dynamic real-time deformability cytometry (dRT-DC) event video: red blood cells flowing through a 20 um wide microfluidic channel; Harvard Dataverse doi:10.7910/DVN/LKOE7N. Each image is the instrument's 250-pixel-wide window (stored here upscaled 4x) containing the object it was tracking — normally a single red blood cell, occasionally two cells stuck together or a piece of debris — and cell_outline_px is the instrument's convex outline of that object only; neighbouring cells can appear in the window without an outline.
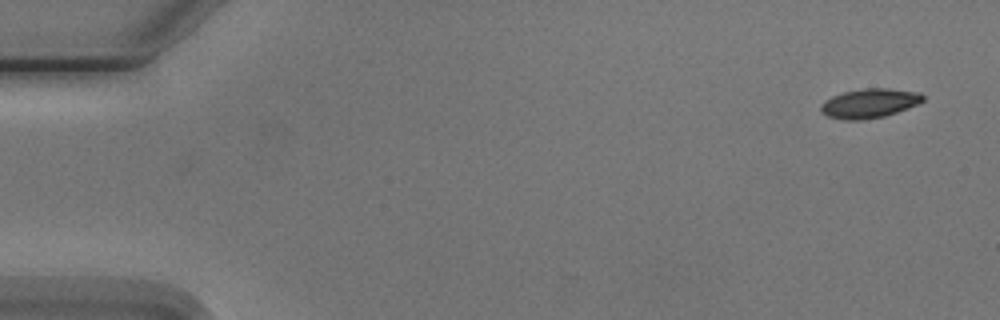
{"species": "Egyptian fruit bat (a non-hibernating species)", "species_latin": "Rousettus aegyptiacus", "temperature_condition": "cold", "stored_images_in_passage": 5, "camera_frame_rate_fps": 3000, "um_per_image_px": 0.085, "animal": {"sex": "male"}, "frame": {"image": 1, "passage_image": 1, "time_ms": 0.0, "image_size_px": [1000, 320], "cell_outline_px": [[924, 100], [908, 108], [884, 116], [860, 120], [844, 120], [828, 116], [820, 108], [820, 104], [824, 100], [832, 96], [844, 92], [864, 88], [888, 88], [920, 92], [924, 96]], "centroid_in_image_um": [73.9, 8.77], "position_along_channel_um": 11.1, "area_um2": 17.34}}